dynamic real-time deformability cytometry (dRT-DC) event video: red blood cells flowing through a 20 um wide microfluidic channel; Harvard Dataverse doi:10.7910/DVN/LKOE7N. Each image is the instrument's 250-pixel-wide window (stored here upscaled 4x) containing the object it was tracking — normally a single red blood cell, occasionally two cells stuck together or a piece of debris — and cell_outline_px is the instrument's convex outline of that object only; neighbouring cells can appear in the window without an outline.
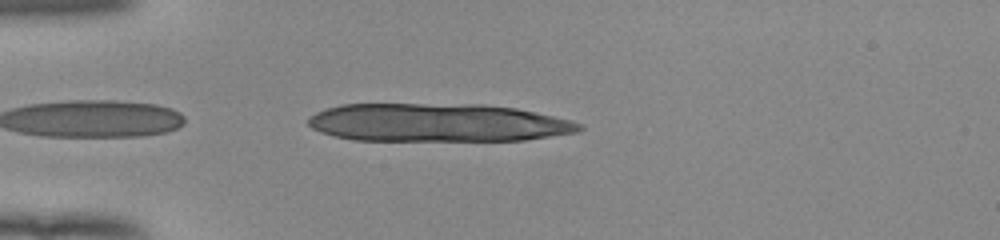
{"species": "human", "species_latin": "Homo sapiens", "temperature_condition": "room temperature", "stored_images_in_passage": 40, "camera_frame_rate_fps": 3000, "um_per_image_px": 0.085, "donor": {"sex": "female"}, "frame": {"image": 1, "passage_image": 2, "time_ms": 0.333, "image_size_px": [1000, 240], "cell_outline_px": [[584, 128], [576, 132], [524, 140], [352, 140], [320, 132], [312, 128], [308, 124], [308, 120], [316, 112], [340, 104], [484, 104], [516, 108], [536, 112], [572, 120], [584, 124]], "centroid_in_image_um": [37.24, 10.42], "position_along_channel_um": 47.8, "area_um2": 60.4}}
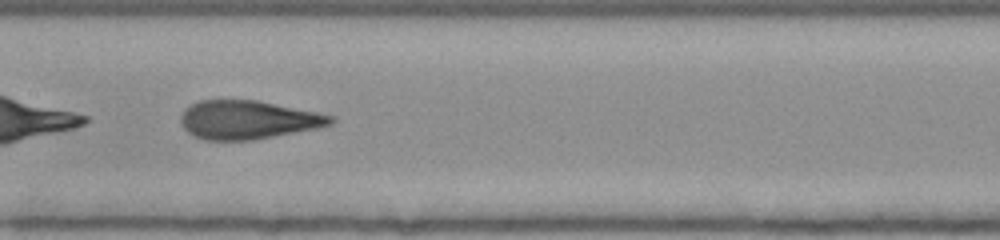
{"frame": {"image": 2, "passage_image": 15, "time_ms": 4.667, "image_size_px": [1000, 240], "cell_outline_px": [[336, 120], [332, 124], [316, 128], [252, 140], [204, 140], [188, 132], [184, 128], [180, 120], [180, 116], [184, 108], [200, 100], [256, 100], [316, 112], [332, 116]], "centroid_in_image_um": [21.04, 10.18], "position_along_channel_um": 186.4, "area_um2": 33.41}}
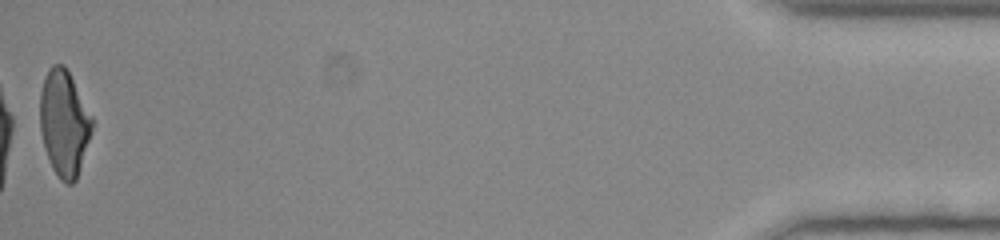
{"frame": {"image": 3, "passage_image": 40, "time_ms": 13.0, "image_size_px": [1000, 240], "cell_outline_px": [[92, 128], [80, 168], [76, 180], [72, 184], [68, 184], [60, 180], [52, 168], [44, 148], [40, 128], [40, 92], [44, 76], [48, 68], [52, 64], [64, 64], [92, 116]], "centroid_in_image_um": [5.42, 10.46], "position_along_channel_um": 429.8, "area_um2": 31.96}, "authors_computed_cell_mechanics": {"area_um2": 34.2465, "velocity_mm_per_s": 3.9767, "shape_relaxation_time_tau1_ms": 5.8695, "shape_relaxation_time_tau2_ms": 0.9212, "deformation_change_tau1": 0.2109, "deformation_change_tau2": 0.0873}}